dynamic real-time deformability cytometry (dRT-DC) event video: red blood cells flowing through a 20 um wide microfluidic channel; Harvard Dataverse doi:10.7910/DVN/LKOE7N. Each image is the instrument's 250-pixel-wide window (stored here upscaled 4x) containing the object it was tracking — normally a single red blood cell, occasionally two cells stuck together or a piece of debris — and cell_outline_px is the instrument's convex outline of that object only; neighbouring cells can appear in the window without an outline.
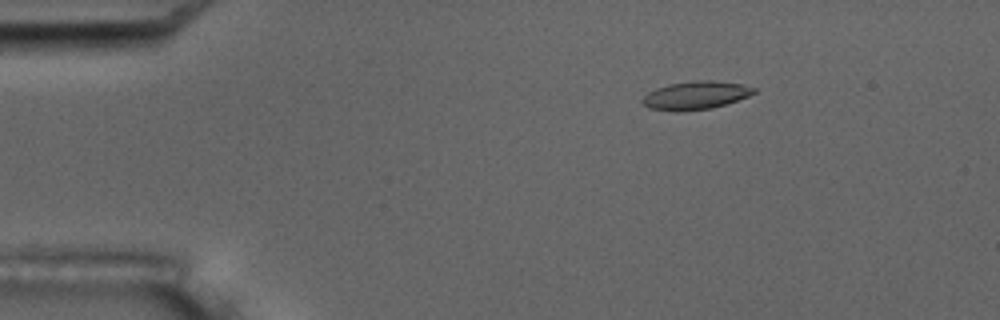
{"species": "common noctule bat (a hibernating species)", "species_latin": "Nyctalus noctula", "temperature_condition": "room temperature", "stored_images_in_passage": 5, "camera_frame_rate_fps": 3000, "um_per_image_px": 0.085, "animal": {"sex": "male", "body_mass_g": 17.5, "forearm_length_mm": 52.3}, "frame": {"image": 1, "passage_image": 3, "time_ms": 2.0, "image_size_px": [1000, 320], "cell_outline_px": [[756, 92], [748, 96], [712, 108], [676, 112], [648, 108], [640, 100], [648, 92], [656, 88], [668, 84], [692, 80], [712, 80], [740, 84], [756, 88]], "centroid_in_image_um": [59.08, 8.1], "position_along_channel_um": 25.9, "area_um2": 18.32}}